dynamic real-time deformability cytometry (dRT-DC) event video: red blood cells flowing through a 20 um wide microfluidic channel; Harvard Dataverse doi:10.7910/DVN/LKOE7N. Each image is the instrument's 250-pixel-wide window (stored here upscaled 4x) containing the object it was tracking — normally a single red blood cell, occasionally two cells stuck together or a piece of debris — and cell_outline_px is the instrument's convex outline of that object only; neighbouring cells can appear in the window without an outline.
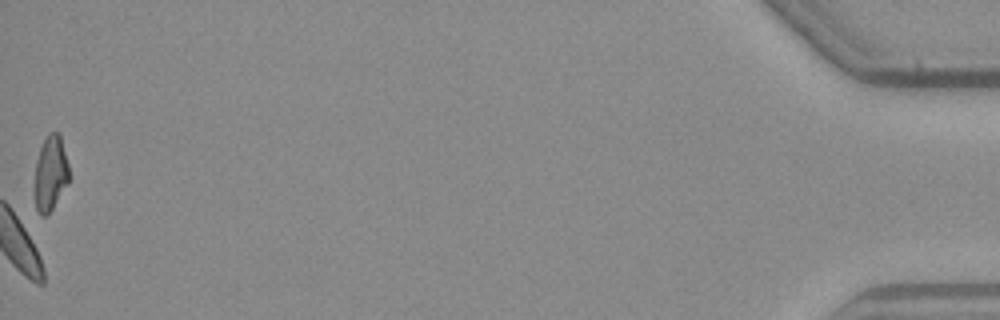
{"species": "common noctule bat (a hibernating species)", "species_latin": "Nyctalus noctula", "temperature_condition": "warm", "stored_images_in_passage": 48, "camera_frame_rate_fps": 3000, "um_per_image_px": 0.085, "animal": {"sex": "male", "body_mass_g": 23.1, "forearm_length_mm": 52.7}, "frame": {"image": 1, "passage_image": 48, "time_ms": 15.667, "image_size_px": [1000, 320], "cell_outline_px": [[68, 184], [52, 208], [44, 216], [40, 216], [36, 208], [36, 160], [40, 148], [48, 132], [60, 132], [68, 164]], "centroid_in_image_um": [4.31, 14.68], "position_along_channel_um": 430.9, "area_um2": 14.74}}